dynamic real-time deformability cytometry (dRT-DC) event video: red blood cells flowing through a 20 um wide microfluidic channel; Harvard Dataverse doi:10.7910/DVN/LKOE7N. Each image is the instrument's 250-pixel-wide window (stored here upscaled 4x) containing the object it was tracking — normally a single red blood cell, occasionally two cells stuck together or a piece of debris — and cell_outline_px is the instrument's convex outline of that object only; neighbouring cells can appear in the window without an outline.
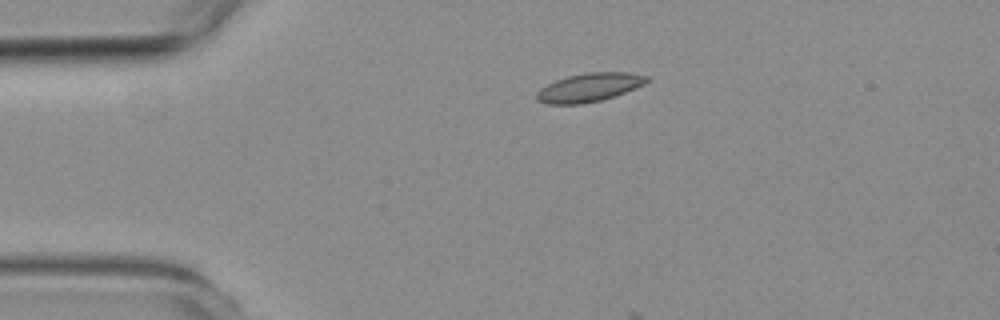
{"species": "common noctule bat (a hibernating species)", "species_latin": "Nyctalus noctula", "temperature_condition": "room temperature", "stored_images_in_passage": 3, "camera_frame_rate_fps": 3000, "um_per_image_px": 0.085, "animal": {"sex": "female", "body_mass_g": 19.3, "forearm_length_mm": 54.1}, "frame": {"image": 1, "passage_image": 1, "time_ms": 0.0, "image_size_px": [1000, 320], "cell_outline_px": [[648, 80], [644, 84], [624, 92], [600, 100], [580, 104], [548, 104], [536, 100], [536, 92], [540, 88], [556, 80], [568, 76], [588, 72], [628, 72], [648, 76]], "centroid_in_image_um": [50.05, 7.42], "position_along_channel_um": 35.0, "area_um2": 18.09}}